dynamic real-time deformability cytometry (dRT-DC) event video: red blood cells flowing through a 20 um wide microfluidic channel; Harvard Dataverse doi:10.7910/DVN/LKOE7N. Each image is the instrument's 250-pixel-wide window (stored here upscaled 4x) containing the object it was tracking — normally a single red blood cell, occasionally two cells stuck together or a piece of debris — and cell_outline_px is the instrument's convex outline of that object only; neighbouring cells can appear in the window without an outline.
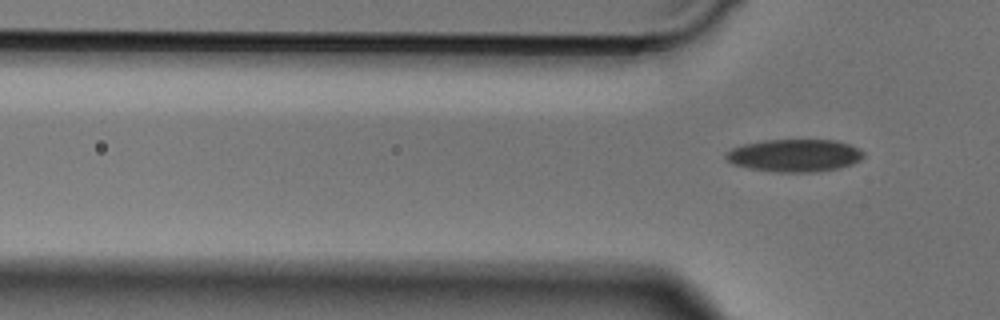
{"species": "Egyptian fruit bat (a non-hibernating species)", "species_latin": "Rousettus aegyptiacus", "temperature_condition": "cold", "stored_images_in_passage": 4, "camera_frame_rate_fps": 3000, "um_per_image_px": 0.085, "animal": {"sex": "male"}, "frame": {"image": 1, "passage_image": 4, "time_ms": 1.0, "image_size_px": [1000, 320], "cell_outline_px": [[864, 156], [860, 160], [852, 164], [840, 168], [816, 172], [776, 172], [748, 168], [732, 164], [724, 156], [724, 152], [732, 148], [744, 144], [764, 140], [836, 140], [848, 144], [864, 152]], "centroid_in_image_um": [67.52, 13.22], "position_along_channel_um": 58.3, "area_um2": 26.24}}